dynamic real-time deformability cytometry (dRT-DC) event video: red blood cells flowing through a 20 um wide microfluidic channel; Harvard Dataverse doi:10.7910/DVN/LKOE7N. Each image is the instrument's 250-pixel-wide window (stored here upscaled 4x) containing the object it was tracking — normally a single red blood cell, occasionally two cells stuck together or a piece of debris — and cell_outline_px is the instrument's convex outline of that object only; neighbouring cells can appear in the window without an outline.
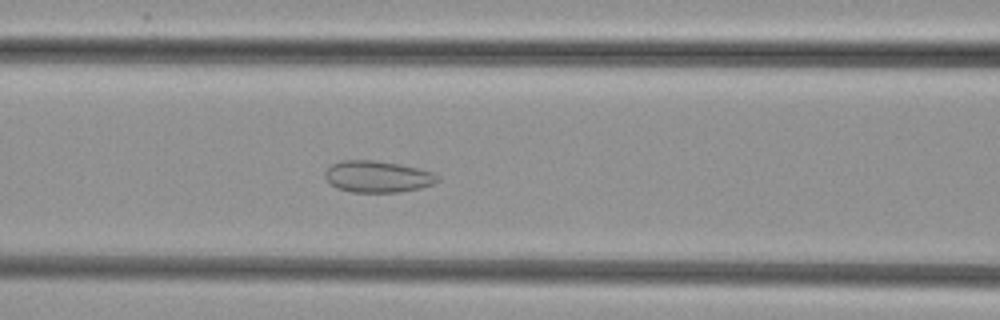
{"species": "common noctule bat (a hibernating species)", "species_latin": "Nyctalus noctula", "temperature_condition": "cold", "stored_images_in_passage": 52, "camera_frame_rate_fps": 3000, "um_per_image_px": 0.085, "animal": {"sex": "female", "body_mass_g": 29.2, "forearm_length_mm": 56.3}, "frame": {"image": 1, "passage_image": 22, "time_ms": 7.0, "image_size_px": [1000, 320], "cell_outline_px": [[440, 180], [432, 184], [420, 188], [400, 192], [352, 192], [336, 188], [324, 176], [324, 172], [332, 164], [340, 160], [376, 160], [400, 164], [432, 172], [440, 176]], "centroid_in_image_um": [32.09, 15.01], "position_along_channel_um": 134.5, "area_um2": 20.75}}
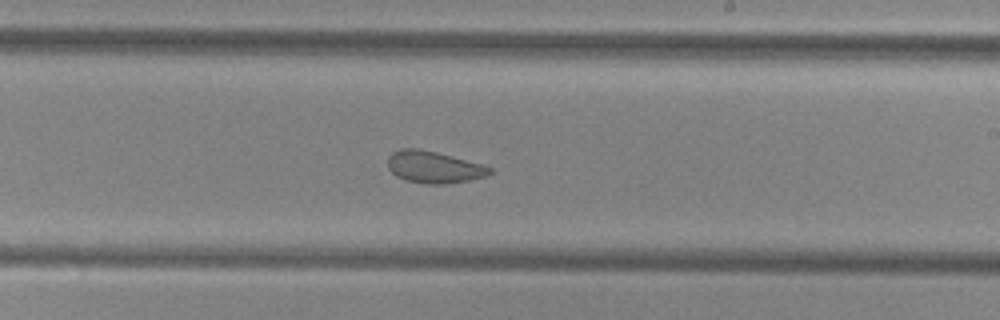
{"frame": {"image": 2, "passage_image": 31, "time_ms": 10.0, "image_size_px": [1000, 320], "cell_outline_px": [[492, 172], [488, 176], [472, 180], [444, 184], [424, 184], [404, 180], [396, 176], [388, 168], [388, 156], [392, 152], [400, 148], [416, 148], [436, 152], [480, 164], [492, 168]], "centroid_in_image_um": [36.85, 14.22], "position_along_channel_um": 252.1, "area_um2": 19.02}}
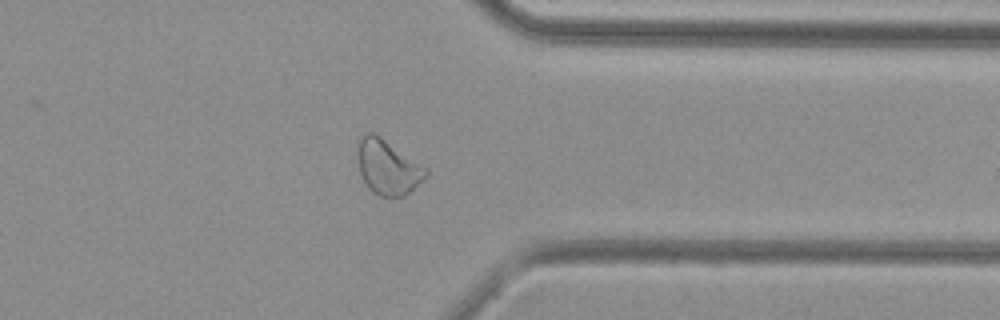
{"frame": {"image": 3, "passage_image": 41, "time_ms": 13.333, "image_size_px": [1000, 320], "cell_outline_px": [[428, 172], [404, 196], [380, 196], [372, 192], [368, 188], [360, 172], [356, 152], [356, 140], [364, 132], [372, 132], [380, 136], [428, 168]], "centroid_in_image_um": [32.89, 14.15], "position_along_channel_um": 378.5, "area_um2": 21.73}}